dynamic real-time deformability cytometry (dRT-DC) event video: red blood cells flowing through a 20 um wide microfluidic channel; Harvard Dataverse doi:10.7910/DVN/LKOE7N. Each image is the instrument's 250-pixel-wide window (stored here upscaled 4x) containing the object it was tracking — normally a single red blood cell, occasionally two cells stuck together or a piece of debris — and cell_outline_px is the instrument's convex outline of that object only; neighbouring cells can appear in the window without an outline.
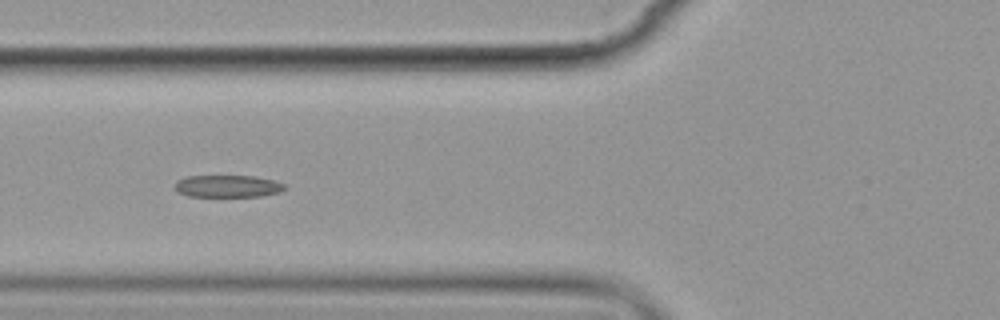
{"species": "common noctule bat (a hibernating species)", "species_latin": "Nyctalus noctula", "temperature_condition": "cold", "stored_images_in_passage": 6, "camera_frame_rate_fps": 3000, "um_per_image_px": 0.085, "animal": {"sex": "female", "body_mass_g": 19.9}, "frame": {"image": 1, "passage_image": 6, "time_ms": 5.667, "image_size_px": [1000, 320], "cell_outline_px": [[288, 188], [280, 192], [260, 196], [188, 196], [176, 192], [172, 188], [176, 180], [184, 176], [252, 176], [272, 180], [284, 184]], "centroid_in_image_um": [19.28, 15.82], "position_along_channel_um": 106.5, "area_um2": 14.33}}